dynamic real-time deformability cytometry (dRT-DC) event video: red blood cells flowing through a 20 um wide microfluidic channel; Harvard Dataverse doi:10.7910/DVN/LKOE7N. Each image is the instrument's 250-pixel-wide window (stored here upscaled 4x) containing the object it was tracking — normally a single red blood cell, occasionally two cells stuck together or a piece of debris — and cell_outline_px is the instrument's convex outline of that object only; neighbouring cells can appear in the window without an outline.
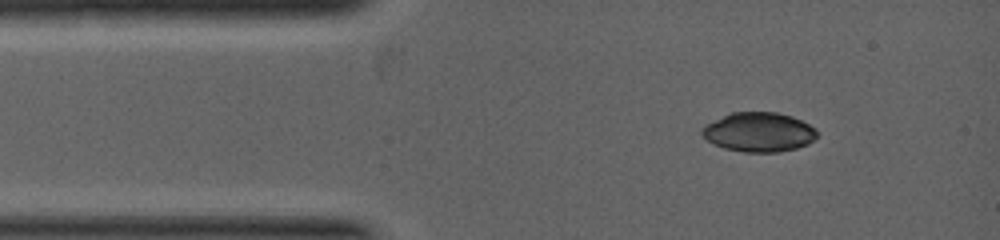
{"species": "common noctule bat (a hibernating species)", "species_latin": "Nyctalus noctula", "temperature_condition": "warm", "stored_images_in_passage": 20, "camera_frame_rate_fps": 5000, "um_per_image_px": 0.085, "animal": {"sex": "female", "body_mass_g": 19.0, "forearm_length_mm": 53.3}, "frame": {"image": 1, "passage_image": 1, "time_ms": 0.0, "image_size_px": [1000, 240], "cell_outline_px": [[816, 136], [808, 144], [796, 148], [780, 152], [744, 152], [724, 148], [712, 144], [700, 132], [700, 128], [704, 124], [732, 112], [776, 112], [792, 116], [816, 128]], "centroid_in_image_um": [64.47, 11.23], "position_along_channel_um": 20.5, "area_um2": 26.47}}
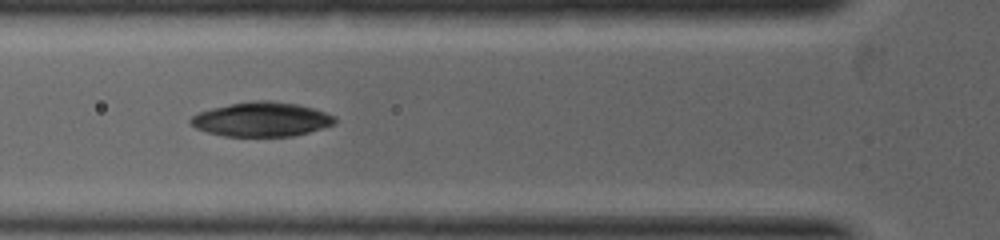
{"frame": {"image": 2, "passage_image": 12, "time_ms": 1.6, "image_size_px": [1000, 240], "cell_outline_px": [[336, 124], [324, 128], [292, 136], [224, 136], [208, 132], [196, 128], [188, 120], [196, 112], [228, 104], [252, 100], [268, 100], [300, 104], [336, 116]], "centroid_in_image_um": [22.24, 10.13], "position_along_channel_um": 103.6, "area_um2": 29.07}}
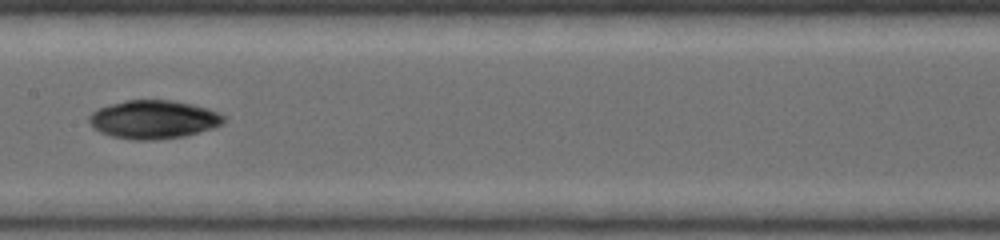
{"frame": {"image": 3, "passage_image": 19, "time_ms": 2.8, "image_size_px": [1000, 240], "cell_outline_px": [[224, 124], [212, 128], [184, 136], [152, 140], [132, 140], [112, 136], [100, 132], [92, 128], [88, 120], [88, 116], [92, 112], [100, 108], [112, 104], [128, 100], [172, 100], [192, 104], [208, 108], [224, 116]], "centroid_in_image_um": [13.03, 10.16], "position_along_channel_um": 194.4, "area_um2": 30.06}}